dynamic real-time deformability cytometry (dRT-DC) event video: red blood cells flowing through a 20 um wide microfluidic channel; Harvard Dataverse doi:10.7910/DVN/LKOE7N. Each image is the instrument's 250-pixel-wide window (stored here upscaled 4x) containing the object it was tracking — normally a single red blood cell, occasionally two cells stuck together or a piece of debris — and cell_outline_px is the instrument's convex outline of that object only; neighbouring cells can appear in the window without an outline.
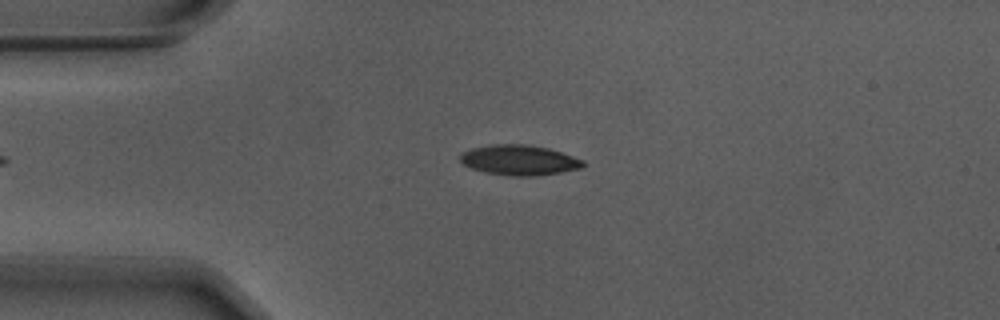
{"species": "Egyptian fruit bat (a non-hibernating species)", "species_latin": "Rousettus aegyptiacus", "temperature_condition": "warm", "stored_images_in_passage": 47, "camera_frame_rate_fps": 3000, "um_per_image_px": 0.085, "animal": {"sex": "male"}, "frame": {"image": 1, "passage_image": 13, "time_ms": 4.0, "image_size_px": [1000, 320], "cell_outline_px": [[584, 164], [580, 168], [560, 172], [532, 176], [508, 176], [488, 172], [472, 168], [464, 164], [460, 160], [460, 152], [472, 148], [488, 144], [528, 144], [548, 148], [584, 160]], "centroid_in_image_um": [44.1, 13.59], "position_along_channel_um": 40.9, "area_um2": 21.5}}
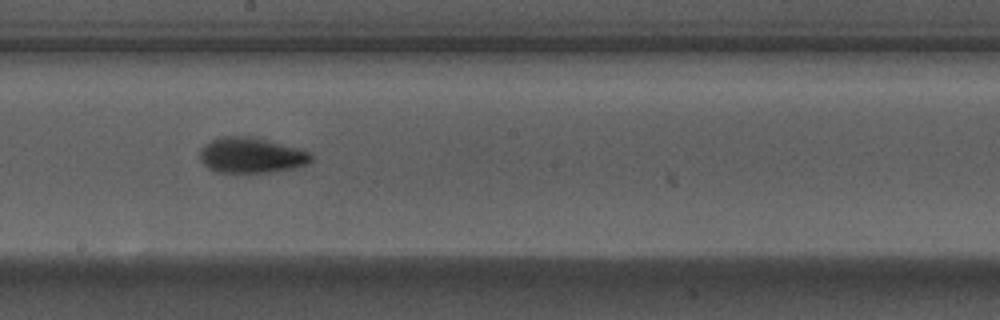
{"frame": {"image": 2, "passage_image": 30, "time_ms": 9.667, "image_size_px": [1000, 320], "cell_outline_px": [[312, 160], [304, 164], [292, 168], [276, 172], [216, 172], [208, 168], [200, 160], [200, 148], [204, 144], [220, 136], [252, 136], [300, 148], [308, 152], [312, 156]], "centroid_in_image_um": [21.32, 13.19], "position_along_channel_um": 226.9, "area_um2": 23.06}}
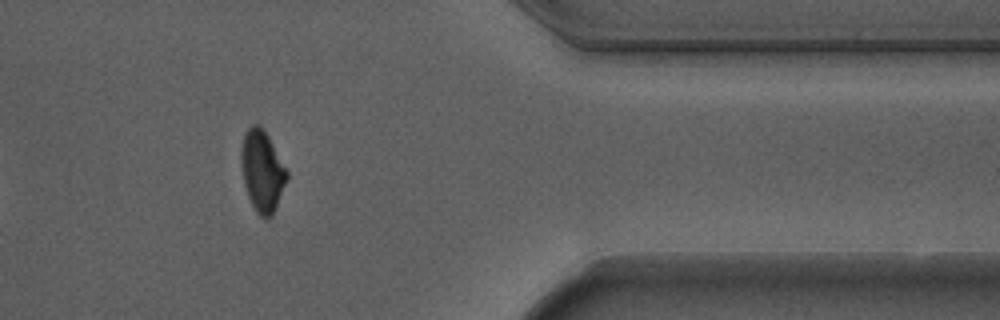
{"frame": {"image": 3, "passage_image": 45, "time_ms": 14.667, "image_size_px": [1000, 320], "cell_outline_px": [[288, 176], [272, 216], [264, 220], [256, 212], [248, 196], [244, 184], [240, 164], [240, 152], [244, 132], [252, 124], [260, 124], [264, 128], [288, 172]], "centroid_in_image_um": [22.26, 14.51], "position_along_channel_um": 389.1, "area_um2": 21.73}, "authors_computed_cell_mechanics": {"area_um2": 21.675, "velocity_mm_per_s": 3.706, "shape_relaxation_time_tau1_ms": 3.376, "shape_relaxation_time_tau2_ms": 2.4457, "deformation_change_tau1": 0.1559, "deformation_change_tau2": 0.0739}}